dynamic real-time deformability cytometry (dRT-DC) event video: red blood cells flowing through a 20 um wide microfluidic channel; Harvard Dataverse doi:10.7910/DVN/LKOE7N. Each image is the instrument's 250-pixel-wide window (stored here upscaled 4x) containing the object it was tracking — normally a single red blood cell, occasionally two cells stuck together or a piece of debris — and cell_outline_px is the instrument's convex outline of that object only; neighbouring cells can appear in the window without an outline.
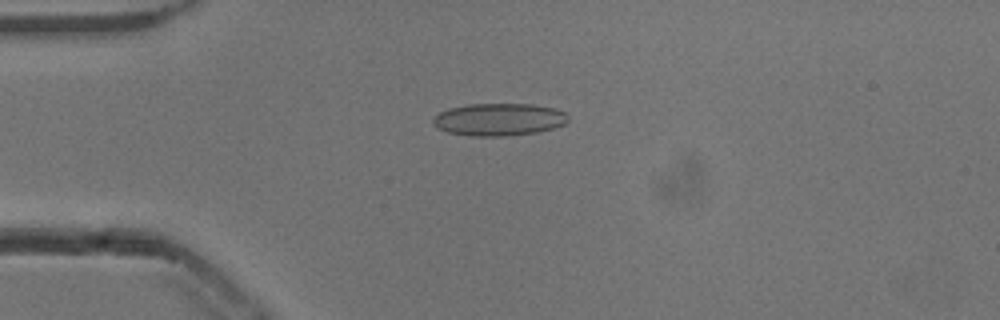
{"species": "common noctule bat (a hibernating species)", "species_latin": "Nyctalus noctula", "temperature_condition": "cold", "stored_images_in_passage": 46, "camera_frame_rate_fps": 3000, "um_per_image_px": 0.085, "animal": {"sex": "male", "body_mass_g": 13.3}, "frame": {"image": 1, "passage_image": 6, "time_ms": 1.667, "image_size_px": [1000, 320], "cell_outline_px": [[568, 120], [564, 124], [552, 128], [536, 132], [504, 136], [472, 136], [448, 132], [436, 128], [432, 124], [432, 116], [448, 108], [468, 104], [532, 104], [556, 108], [564, 112], [568, 116]], "centroid_in_image_um": [42.36, 10.15], "position_along_channel_um": 42.6, "area_um2": 25.66}}
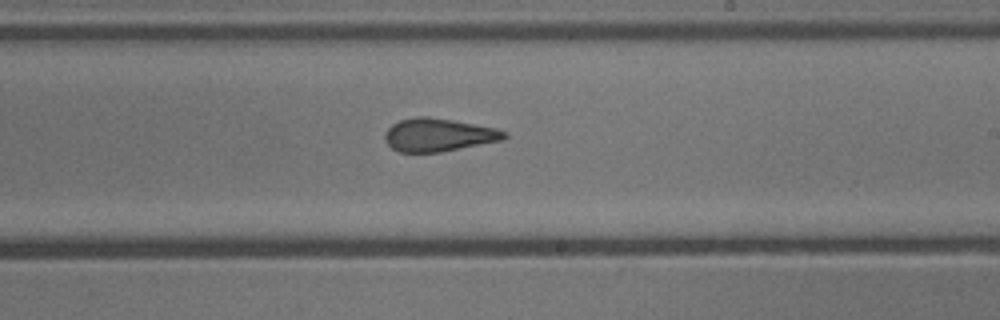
{"frame": {"image": 2, "passage_image": 24, "time_ms": 7.667, "image_size_px": [1000, 320], "cell_outline_px": [[508, 136], [504, 140], [440, 152], [400, 152], [392, 148], [384, 140], [384, 136], [388, 128], [392, 124], [400, 120], [416, 116], [428, 116], [452, 120], [496, 128], [508, 132]], "centroid_in_image_um": [37.28, 11.46], "position_along_channel_um": 251.7, "area_um2": 23.06}}
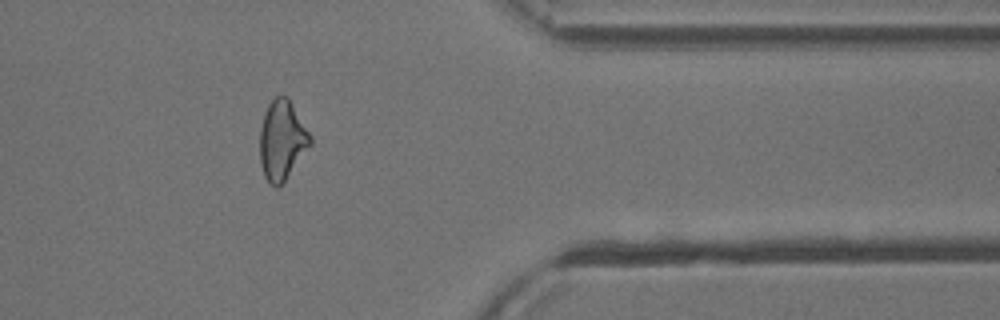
{"frame": {"image": 3, "passage_image": 36, "time_ms": 11.667, "image_size_px": [1000, 320], "cell_outline_px": [[312, 144], [284, 180], [276, 188], [264, 176], [260, 164], [260, 128], [264, 112], [268, 104], [276, 96], [288, 96], [312, 136]], "centroid_in_image_um": [23.97, 11.88], "position_along_channel_um": 387.4, "area_um2": 23.29}, "authors_computed_cell_mechanics": {"area_um2": 23.5824, "velocity_mm_per_s": 3.8487, "shape_relaxation_time_tau1_ms": 4.7684, "shape_relaxation_time_tau2_ms": 1.4852, "deformation_change_tau1": 0.1241, "deformation_change_tau2": 0.0929}}